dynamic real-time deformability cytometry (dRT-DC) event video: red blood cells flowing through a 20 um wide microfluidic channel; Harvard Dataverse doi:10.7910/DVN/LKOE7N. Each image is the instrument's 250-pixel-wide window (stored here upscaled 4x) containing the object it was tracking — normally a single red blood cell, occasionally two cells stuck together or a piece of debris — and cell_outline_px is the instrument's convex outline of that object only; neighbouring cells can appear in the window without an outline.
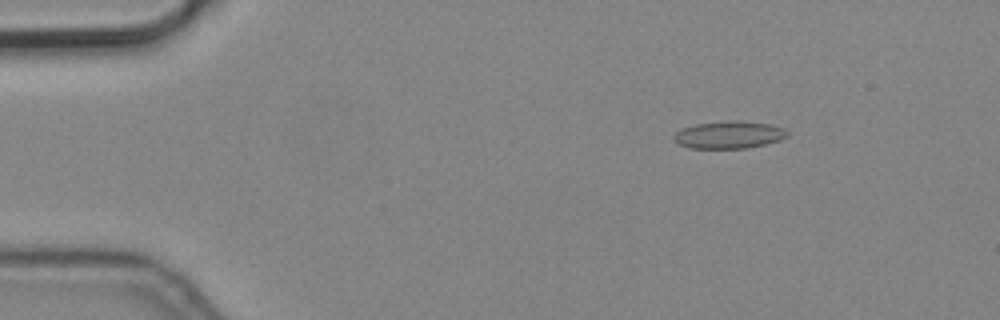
{"species": "common noctule bat (a hibernating species)", "species_latin": "Nyctalus noctula", "temperature_condition": "cold", "stored_images_in_passage": 4, "camera_frame_rate_fps": 3000, "um_per_image_px": 0.085, "animal": {"sex": "male", "body_mass_g": 19.2, "forearm_length_mm": 51.8}, "frame": {"image": 1, "passage_image": 1, "time_ms": 0.0, "image_size_px": [1000, 320], "cell_outline_px": [[788, 136], [780, 140], [764, 144], [744, 148], [688, 148], [680, 144], [672, 136], [676, 132], [684, 128], [696, 124], [732, 120], [744, 120], [772, 124], [784, 128], [788, 132]], "centroid_in_image_um": [62.01, 11.44], "position_along_channel_um": 23.0, "area_um2": 18.09}}
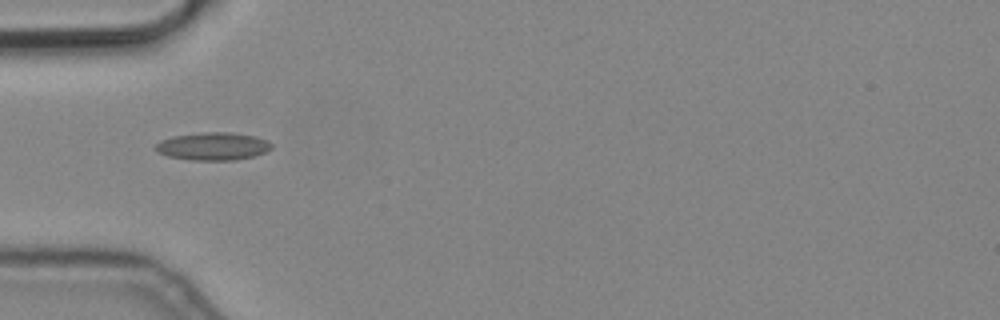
{"frame": {"image": 2, "passage_image": 4, "time_ms": 1.0, "image_size_px": [1000, 320], "cell_outline_px": [[272, 148], [256, 156], [236, 160], [192, 160], [168, 156], [160, 152], [156, 148], [156, 144], [160, 140], [172, 136], [204, 132], [232, 132], [256, 136], [268, 140], [272, 144]], "centroid_in_image_um": [18.15, 12.43], "position_along_channel_um": 66.8, "area_um2": 18.84}}